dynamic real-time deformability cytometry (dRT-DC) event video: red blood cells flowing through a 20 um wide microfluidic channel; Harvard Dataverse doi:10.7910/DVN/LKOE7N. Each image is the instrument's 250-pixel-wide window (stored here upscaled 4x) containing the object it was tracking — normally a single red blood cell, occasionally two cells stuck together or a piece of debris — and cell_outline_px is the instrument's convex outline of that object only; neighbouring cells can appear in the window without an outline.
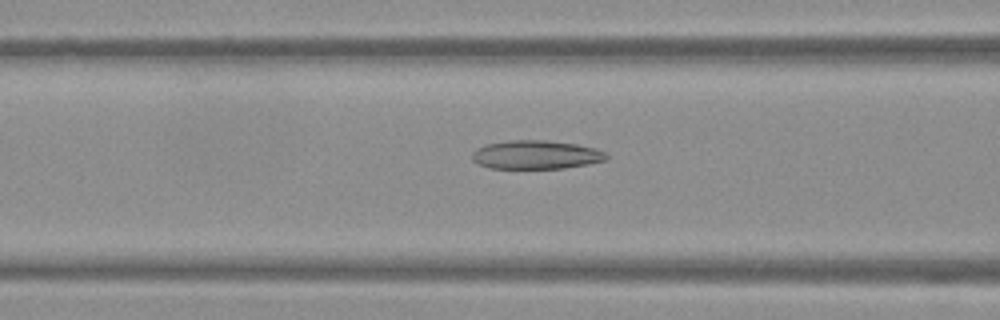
{"species": "Egyptian fruit bat (a non-hibernating species)", "species_latin": "Rousettus aegyptiacus", "temperature_condition": "warm", "stored_images_in_passage": 54, "camera_frame_rate_fps": 3000, "um_per_image_px": 0.085, "frame": {"image": 1, "passage_image": 22, "time_ms": 7.0, "image_size_px": [1000, 320], "cell_outline_px": [[608, 160], [588, 164], [564, 168], [488, 168], [472, 160], [472, 152], [476, 148], [484, 144], [508, 140], [544, 140], [576, 144], [596, 148], [604, 152], [608, 156]], "centroid_in_image_um": [45.55, 13.15], "position_along_channel_um": 121.1, "area_um2": 22.54}}
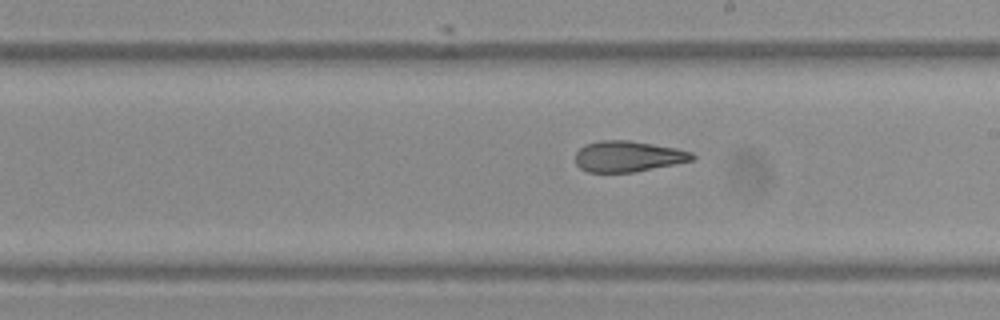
{"frame": {"image": 2, "passage_image": 31, "time_ms": 10.0, "image_size_px": [1000, 320], "cell_outline_px": [[696, 160], [632, 172], [588, 172], [580, 168], [576, 164], [576, 152], [584, 144], [600, 140], [628, 140], [676, 148], [692, 152], [696, 156]], "centroid_in_image_um": [53.39, 13.29], "position_along_channel_um": 235.6, "area_um2": 21.04}}
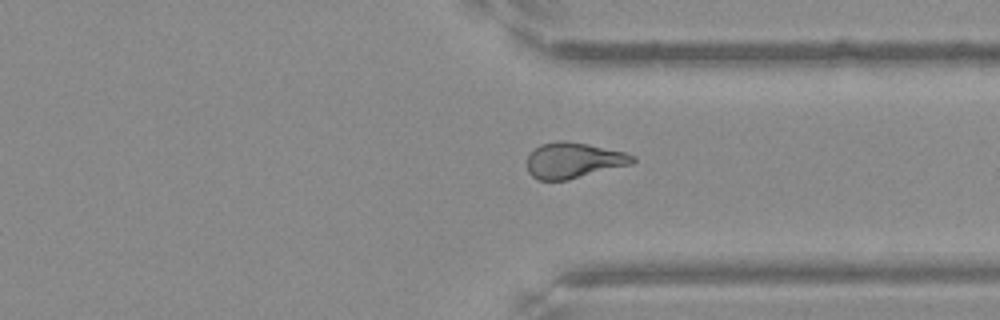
{"frame": {"image": 3, "passage_image": 41, "time_ms": 13.333, "image_size_px": [1000, 320], "cell_outline_px": [[636, 160], [632, 164], [568, 180], [536, 180], [528, 172], [528, 156], [540, 144], [556, 140], [564, 140], [588, 144], [624, 152], [636, 156]], "centroid_in_image_um": [48.76, 13.63], "position_along_channel_um": 362.6, "area_um2": 22.02}, "authors_computed_cell_mechanics": {"area_um2": 22.9755, "velocity_mm_per_s": 3.8091, "shape_relaxation_time_tau1_ms": 11.3123, "shape_relaxation_time_tau2_ms": 2.487, "deformation_change_tau1": 0.2642, "deformation_change_tau2": 0.1089}}